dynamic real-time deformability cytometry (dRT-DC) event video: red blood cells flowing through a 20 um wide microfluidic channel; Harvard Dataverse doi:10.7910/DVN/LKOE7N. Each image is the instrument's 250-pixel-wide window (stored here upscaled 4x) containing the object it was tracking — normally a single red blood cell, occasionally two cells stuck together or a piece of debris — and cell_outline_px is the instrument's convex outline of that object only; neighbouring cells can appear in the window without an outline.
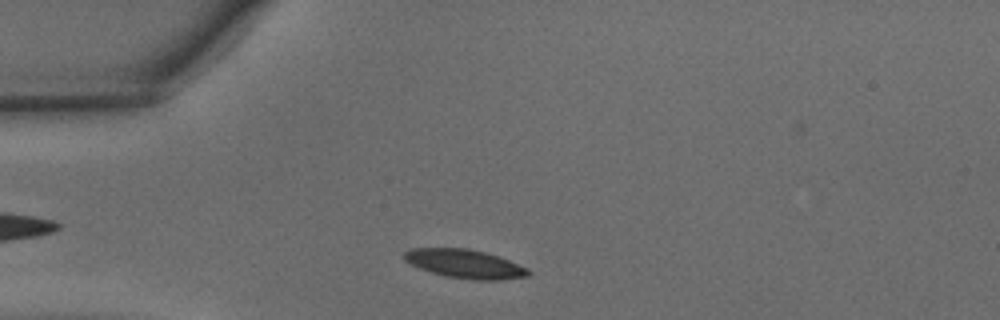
{"species": "common noctule bat (a hibernating species)", "species_latin": "Nyctalus noctula", "temperature_condition": "warm", "stored_images_in_passage": 28, "camera_frame_rate_fps": 3000, "um_per_image_px": 0.085, "animal": {"sex": "male", "body_mass_g": 15.6}, "frame": {"image": 1, "passage_image": 3, "time_ms": 0.667, "image_size_px": [1000, 320], "cell_outline_px": [[532, 272], [528, 276], [500, 280], [476, 280], [444, 276], [420, 268], [404, 260], [404, 252], [412, 248], [468, 248], [484, 252], [508, 260], [528, 268]], "centroid_in_image_um": [39.53, 22.43], "position_along_channel_um": 45.5, "area_um2": 20.63}}
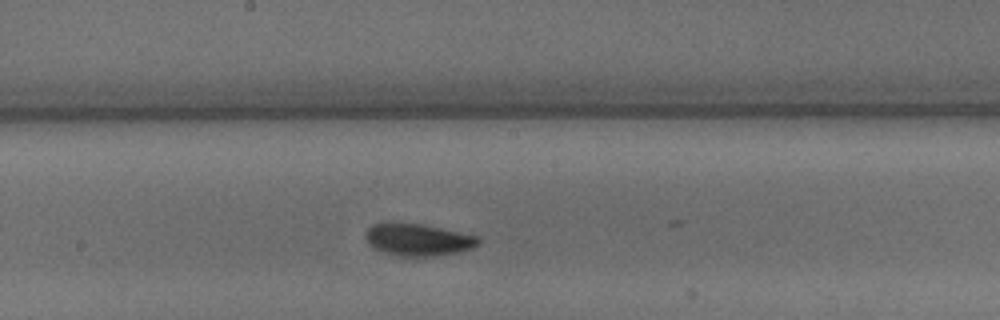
{"frame": {"image": 2, "passage_image": 16, "time_ms": 5.0, "image_size_px": [1000, 320], "cell_outline_px": [[480, 244], [472, 248], [456, 252], [432, 256], [396, 256], [384, 252], [376, 248], [364, 236], [368, 228], [372, 224], [392, 220], [420, 224], [480, 236]], "centroid_in_image_um": [35.52, 20.34], "position_along_channel_um": 212.7, "area_um2": 21.27}}
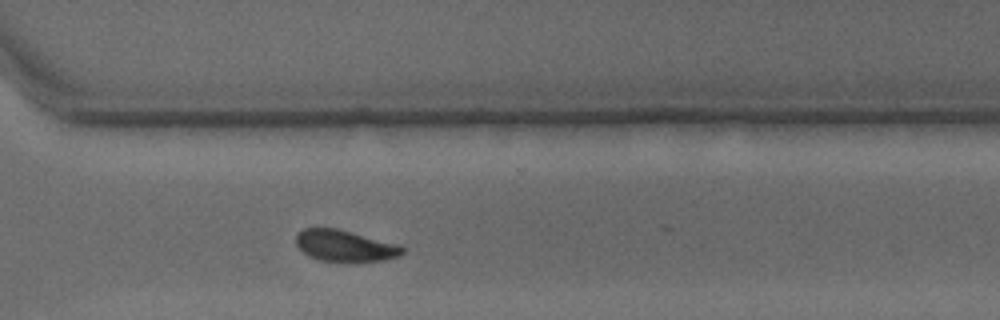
{"frame": {"image": 3, "passage_image": 25, "time_ms": 8.0, "image_size_px": [1000, 320], "cell_outline_px": [[404, 252], [400, 256], [384, 260], [356, 264], [320, 260], [308, 256], [296, 244], [296, 236], [304, 228], [336, 228], [400, 244], [404, 248]], "centroid_in_image_um": [29.37, 20.93], "position_along_channel_um": 341.2, "area_um2": 20.0}, "authors_computed_cell_mechanics": {"area_um2": 20.3745, "velocity_mm_per_s": 4.2972, "shape_relaxation_time_tau1_ms": 2.3793, "shape_relaxation_time_tau2_ms": 2.4055, "deformation_change_tau1": 0.0978, "deformation_change_tau2": 0.0745}}